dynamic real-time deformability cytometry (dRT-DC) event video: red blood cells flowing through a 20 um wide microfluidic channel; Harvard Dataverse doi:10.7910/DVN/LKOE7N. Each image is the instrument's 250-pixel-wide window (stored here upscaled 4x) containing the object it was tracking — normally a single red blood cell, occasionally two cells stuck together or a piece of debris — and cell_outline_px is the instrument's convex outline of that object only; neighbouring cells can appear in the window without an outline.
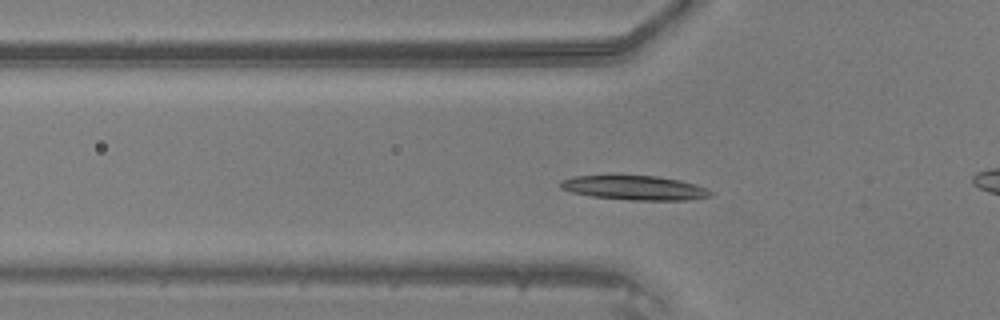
{"species": "common noctule bat (a hibernating species)", "species_latin": "Nyctalus noctula", "temperature_condition": "warm", "stored_images_in_passage": 45, "camera_frame_rate_fps": 3000, "um_per_image_px": 0.085, "animal": {"sex": "male", "body_mass_g": 20.5, "forearm_length_mm": 52.5}, "frame": {"image": 1, "passage_image": 13, "time_ms": 4.0, "image_size_px": [1000, 320], "cell_outline_px": [[712, 196], [688, 200], [628, 200], [592, 196], [572, 192], [560, 188], [560, 180], [572, 176], [656, 176], [680, 180], [696, 184], [712, 192]], "centroid_in_image_um": [53.94, 15.97], "position_along_channel_um": 71.9, "area_um2": 21.15}}
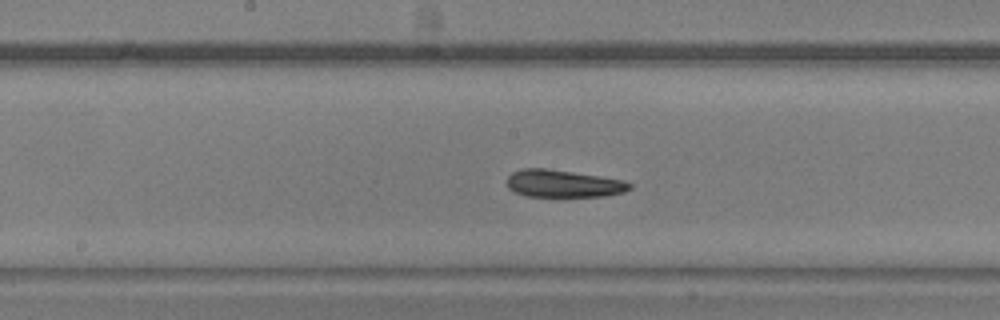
{"frame": {"image": 2, "passage_image": 22, "time_ms": 7.0, "image_size_px": [1000, 320], "cell_outline_px": [[632, 188], [624, 192], [604, 196], [556, 200], [524, 196], [508, 188], [508, 176], [512, 172], [520, 168], [548, 168], [624, 180], [632, 184]], "centroid_in_image_um": [47.87, 15.66], "position_along_channel_um": 200.3, "area_um2": 20.75}}
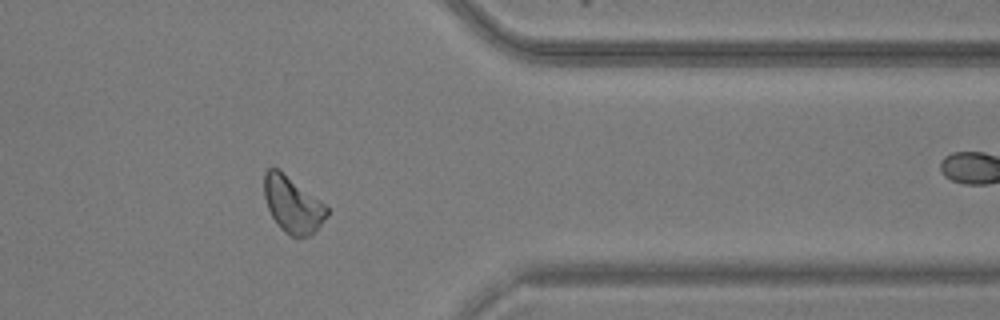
{"frame": {"image": 3, "passage_image": 36, "time_ms": 11.667, "image_size_px": [1000, 320], "cell_outline_px": [[328, 216], [308, 236], [292, 236], [284, 232], [280, 228], [272, 216], [268, 208], [264, 196], [264, 172], [268, 168], [280, 168], [324, 204], [328, 208]], "centroid_in_image_um": [24.84, 17.35], "position_along_channel_um": 386.6, "area_um2": 20.35}}